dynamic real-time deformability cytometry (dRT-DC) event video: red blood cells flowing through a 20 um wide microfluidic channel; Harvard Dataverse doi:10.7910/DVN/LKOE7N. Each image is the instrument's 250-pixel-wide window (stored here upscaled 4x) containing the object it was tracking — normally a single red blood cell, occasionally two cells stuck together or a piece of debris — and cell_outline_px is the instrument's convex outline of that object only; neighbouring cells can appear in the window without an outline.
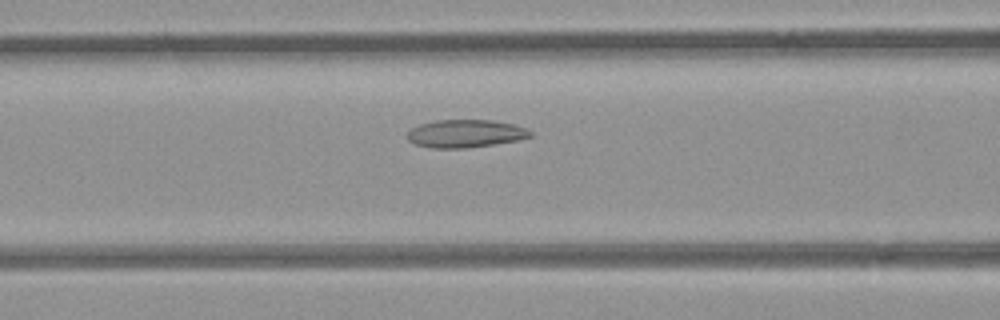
{"species": "common noctule bat (a hibernating species)", "species_latin": "Nyctalus noctula", "temperature_condition": "room temperature", "stored_images_in_passage": 50, "camera_frame_rate_fps": 3000, "um_per_image_px": 0.085, "animal": {"sex": "female", "body_mass_g": 21.9}, "frame": {"image": 1, "passage_image": 19, "time_ms": 6.0, "image_size_px": [1000, 320], "cell_outline_px": [[532, 136], [516, 140], [468, 148], [432, 148], [416, 144], [408, 140], [404, 136], [412, 128], [420, 124], [436, 120], [492, 120], [512, 124], [524, 128], [532, 132]], "centroid_in_image_um": [39.51, 11.35], "position_along_channel_um": 127.1, "area_um2": 19.83}}
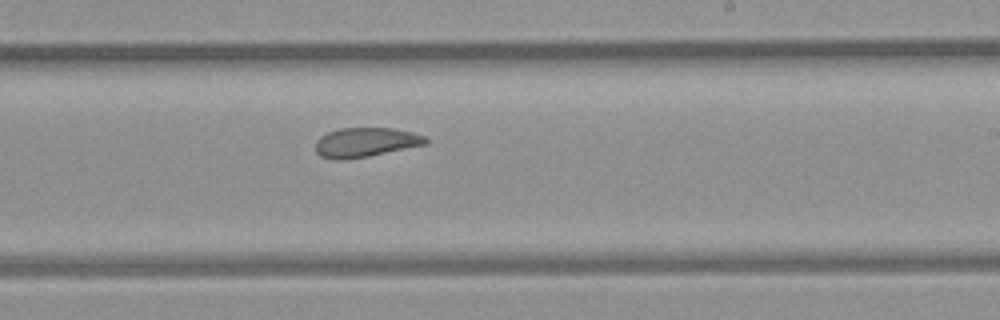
{"frame": {"image": 2, "passage_image": 29, "time_ms": 9.333, "image_size_px": [1000, 320], "cell_outline_px": [[428, 144], [368, 156], [344, 160], [332, 160], [320, 156], [316, 152], [316, 140], [320, 136], [328, 132], [340, 128], [392, 128], [412, 132], [424, 136], [428, 140]], "centroid_in_image_um": [31.05, 12.1], "position_along_channel_um": 257.9, "area_um2": 18.96}}
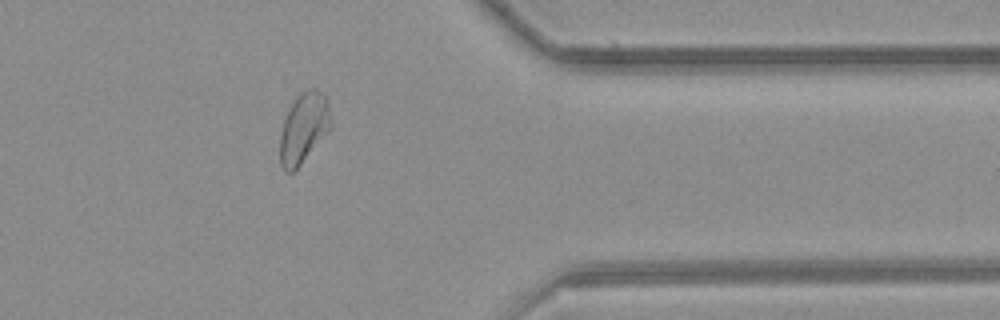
{"frame": {"image": 3, "passage_image": 40, "time_ms": 13.0, "image_size_px": [1000, 320], "cell_outline_px": [[332, 128], [300, 164], [292, 172], [284, 172], [280, 164], [280, 136], [284, 120], [296, 96], [300, 92], [308, 88], [316, 88], [324, 96], [328, 104], [332, 124]], "centroid_in_image_um": [25.82, 10.87], "position_along_channel_um": 385.6, "area_um2": 20.69}, "authors_computed_cell_mechanics": {"area_um2": 21.1259, "velocity_mm_per_s": 3.9272, "shape_relaxation_time_tau1_ms": null, "shape_relaxation_time_tau2_ms": 2.4363, "deformation_change_tau1": null, "deformation_change_tau2": 0.0687}}